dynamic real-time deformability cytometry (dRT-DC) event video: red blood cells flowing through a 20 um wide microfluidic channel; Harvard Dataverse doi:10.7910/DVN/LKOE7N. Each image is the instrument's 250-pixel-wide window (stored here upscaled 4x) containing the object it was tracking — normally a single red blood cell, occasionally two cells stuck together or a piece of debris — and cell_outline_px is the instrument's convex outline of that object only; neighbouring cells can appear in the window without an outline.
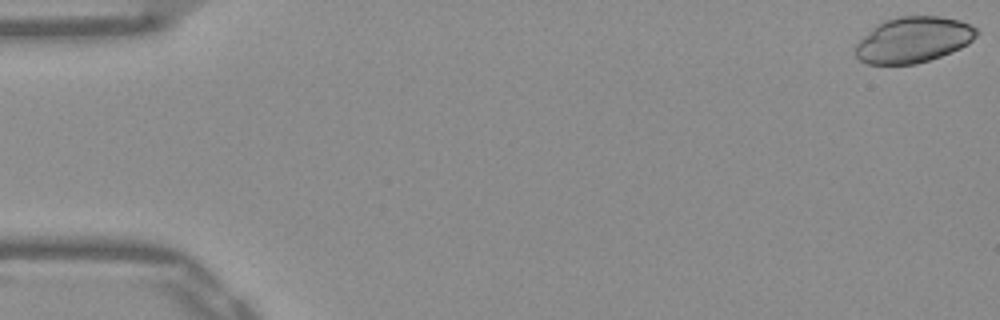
{"species": "Egyptian fruit bat (a non-hibernating species)", "species_latin": "Rousettus aegyptiacus", "temperature_condition": "warm", "stored_images_in_passage": 52, "camera_frame_rate_fps": 3000, "um_per_image_px": 0.085, "frame": {"image": 1, "passage_image": 1, "time_ms": 0.0, "image_size_px": [1000, 320], "cell_outline_px": [[980, 32], [968, 44], [960, 48], [940, 56], [916, 64], [868, 64], [860, 60], [856, 56], [856, 44], [876, 24], [884, 20], [900, 16], [940, 16], [960, 20], [976, 28]], "centroid_in_image_um": [77.64, 3.37], "position_along_channel_um": 7.4, "area_um2": 32.19}}
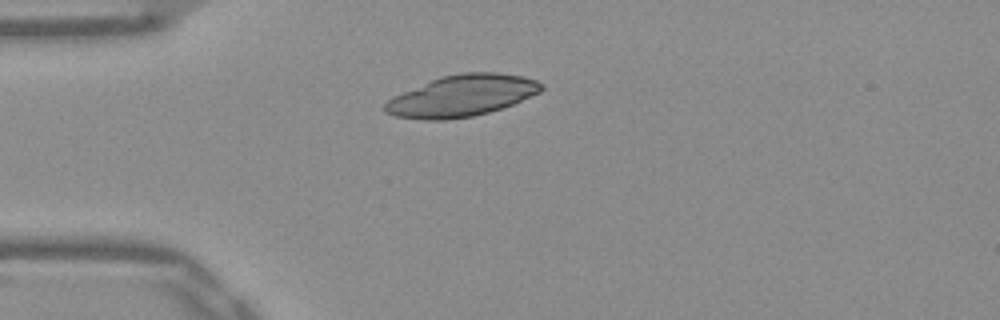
{"frame": {"image": 2, "passage_image": 14, "time_ms": 4.333, "image_size_px": [1000, 320], "cell_outline_px": [[544, 88], [540, 92], [512, 104], [488, 112], [472, 116], [444, 120], [424, 120], [396, 116], [384, 112], [380, 108], [392, 96], [440, 76], [460, 72], [496, 72], [520, 76], [536, 80], [544, 84]], "centroid_in_image_um": [39.21, 8.14], "position_along_channel_um": 45.8, "area_um2": 37.8}}
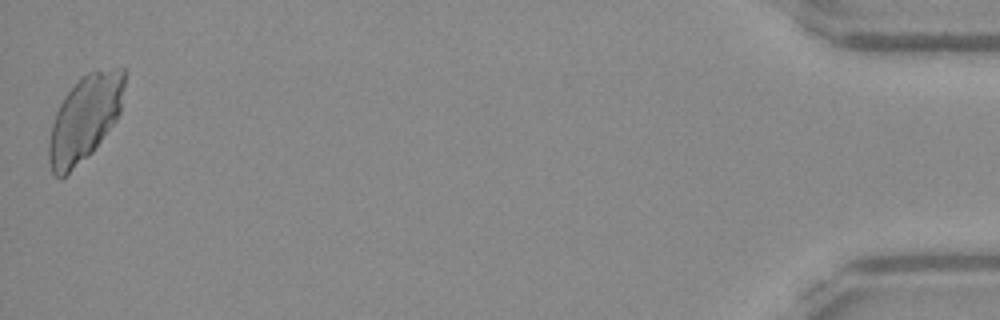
{"frame": {"image": 3, "passage_image": 52, "time_ms": 17.0, "image_size_px": [1000, 320], "cell_outline_px": [[128, 68], [120, 112], [116, 120], [92, 152], [88, 156], [60, 180], [52, 172], [48, 160], [48, 144], [52, 124], [56, 112], [64, 96], [88, 72], [96, 68]], "centroid_in_image_um": [7.23, 10.03], "position_along_channel_um": 428.0, "area_um2": 37.92}}